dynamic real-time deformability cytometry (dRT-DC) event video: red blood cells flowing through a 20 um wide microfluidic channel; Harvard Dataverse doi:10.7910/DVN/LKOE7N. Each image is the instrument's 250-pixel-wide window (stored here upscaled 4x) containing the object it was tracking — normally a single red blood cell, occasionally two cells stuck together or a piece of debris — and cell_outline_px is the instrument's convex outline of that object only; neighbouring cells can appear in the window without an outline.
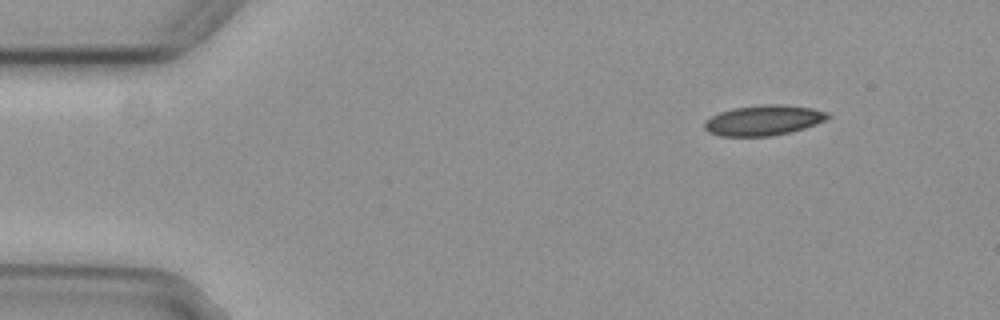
{"species": "common noctule bat (a hibernating species)", "species_latin": "Nyctalus noctula", "temperature_condition": "cold", "stored_images_in_passage": 4, "camera_frame_rate_fps": 3000, "um_per_image_px": 0.085, "animal": {"sex": "female", "body_mass_g": 29.2, "forearm_length_mm": 56.3}, "frame": {"image": 1, "passage_image": 1, "time_ms": 0.0, "image_size_px": [1000, 320], "cell_outline_px": [[832, 116], [824, 120], [804, 128], [772, 136], [720, 136], [708, 132], [704, 128], [704, 120], [720, 112], [732, 108], [764, 104], [784, 104], [812, 108], [828, 112]], "centroid_in_image_um": [64.88, 10.21], "position_along_channel_um": 20.1, "area_um2": 21.79}}
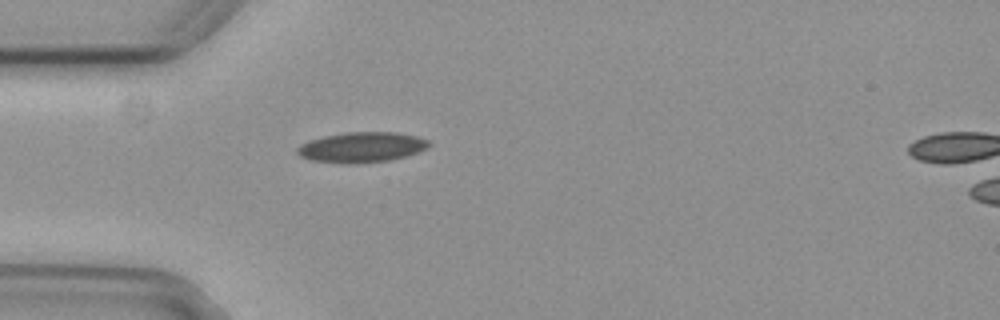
{"frame": {"image": 2, "passage_image": 3, "time_ms": 0.667, "image_size_px": [1000, 320], "cell_outline_px": [[432, 144], [416, 152], [404, 156], [388, 160], [356, 164], [344, 164], [312, 160], [300, 156], [296, 152], [296, 148], [300, 144], [308, 140], [324, 136], [344, 132], [396, 132], [416, 136], [428, 140]], "centroid_in_image_um": [30.68, 12.51], "position_along_channel_um": 54.3, "area_um2": 23.24}}